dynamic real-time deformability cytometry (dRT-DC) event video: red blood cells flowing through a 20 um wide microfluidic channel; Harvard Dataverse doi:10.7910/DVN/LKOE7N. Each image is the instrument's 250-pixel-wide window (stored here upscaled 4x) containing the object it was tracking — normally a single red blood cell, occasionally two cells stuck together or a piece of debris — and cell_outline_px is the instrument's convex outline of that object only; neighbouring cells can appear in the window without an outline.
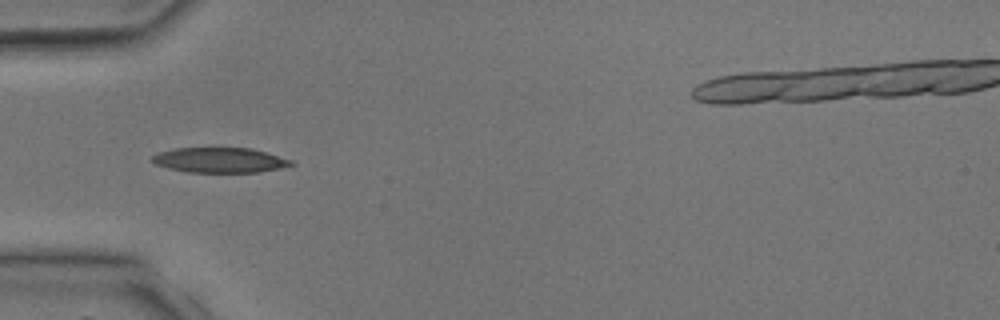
{"species": "common noctule bat (a hibernating species)", "species_latin": "Nyctalus noctula", "temperature_condition": "room temperature", "stored_images_in_passage": 4, "camera_frame_rate_fps": 3000, "um_per_image_px": 0.085, "animal": {"sex": "male", "body_mass_g": 17.9, "forearm_length_mm": 54.2}, "frame": {"image": 1, "passage_image": 4, "time_ms": 4.333, "image_size_px": [1000, 320], "cell_outline_px": [[296, 164], [280, 168], [260, 172], [188, 172], [168, 168], [156, 164], [152, 160], [152, 156], [160, 152], [176, 148], [212, 144], [252, 148], [292, 160]], "centroid_in_image_um": [18.68, 13.55], "position_along_channel_um": 66.3, "area_um2": 21.27}}